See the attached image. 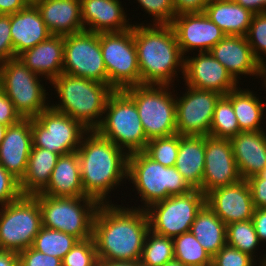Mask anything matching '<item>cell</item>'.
Returning <instances> with one entry per match:
<instances>
[{
    "instance_id": "6da1fadb",
    "label": "cell",
    "mask_w": 266,
    "mask_h": 266,
    "mask_svg": "<svg viewBox=\"0 0 266 266\" xmlns=\"http://www.w3.org/2000/svg\"><path fill=\"white\" fill-rule=\"evenodd\" d=\"M150 231L145 210L117 202L100 204L93 222L98 260L138 261Z\"/></svg>"
},
{
    "instance_id": "7a4b0ae2",
    "label": "cell",
    "mask_w": 266,
    "mask_h": 266,
    "mask_svg": "<svg viewBox=\"0 0 266 266\" xmlns=\"http://www.w3.org/2000/svg\"><path fill=\"white\" fill-rule=\"evenodd\" d=\"M77 154L84 194L100 204L114 203L110 192L126 184L129 155L96 130L83 136Z\"/></svg>"
},
{
    "instance_id": "3957f363",
    "label": "cell",
    "mask_w": 266,
    "mask_h": 266,
    "mask_svg": "<svg viewBox=\"0 0 266 266\" xmlns=\"http://www.w3.org/2000/svg\"><path fill=\"white\" fill-rule=\"evenodd\" d=\"M133 36L141 85L174 86L178 75H184L185 57L178 45L173 27L133 23Z\"/></svg>"
},
{
    "instance_id": "277c9868",
    "label": "cell",
    "mask_w": 266,
    "mask_h": 266,
    "mask_svg": "<svg viewBox=\"0 0 266 266\" xmlns=\"http://www.w3.org/2000/svg\"><path fill=\"white\" fill-rule=\"evenodd\" d=\"M50 85L59 99L50 107L80 121L88 130H95L102 122L105 105L114 89L105 83L60 74Z\"/></svg>"
},
{
    "instance_id": "5b68a950",
    "label": "cell",
    "mask_w": 266,
    "mask_h": 266,
    "mask_svg": "<svg viewBox=\"0 0 266 266\" xmlns=\"http://www.w3.org/2000/svg\"><path fill=\"white\" fill-rule=\"evenodd\" d=\"M127 180L134 187L132 191L136 190L141 199V205L132 207L141 210L170 196L193 190L175 166L165 167L144 151L129 154Z\"/></svg>"
},
{
    "instance_id": "8992f818",
    "label": "cell",
    "mask_w": 266,
    "mask_h": 266,
    "mask_svg": "<svg viewBox=\"0 0 266 266\" xmlns=\"http://www.w3.org/2000/svg\"><path fill=\"white\" fill-rule=\"evenodd\" d=\"M95 130L128 155L144 151L149 141L134 101L123 90L110 94L102 122Z\"/></svg>"
},
{
    "instance_id": "52a82bcc",
    "label": "cell",
    "mask_w": 266,
    "mask_h": 266,
    "mask_svg": "<svg viewBox=\"0 0 266 266\" xmlns=\"http://www.w3.org/2000/svg\"><path fill=\"white\" fill-rule=\"evenodd\" d=\"M123 91L134 101L148 140L177 134L173 85H136Z\"/></svg>"
},
{
    "instance_id": "ba28073f",
    "label": "cell",
    "mask_w": 266,
    "mask_h": 266,
    "mask_svg": "<svg viewBox=\"0 0 266 266\" xmlns=\"http://www.w3.org/2000/svg\"><path fill=\"white\" fill-rule=\"evenodd\" d=\"M40 205L42 226L70 234L79 240L93 235V222L100 206L95 199L84 197L33 196Z\"/></svg>"
},
{
    "instance_id": "9c48e42d",
    "label": "cell",
    "mask_w": 266,
    "mask_h": 266,
    "mask_svg": "<svg viewBox=\"0 0 266 266\" xmlns=\"http://www.w3.org/2000/svg\"><path fill=\"white\" fill-rule=\"evenodd\" d=\"M45 80L32 72L19 57L0 63V89L22 118H36L50 107L47 82L45 87L43 84Z\"/></svg>"
},
{
    "instance_id": "30bf717a",
    "label": "cell",
    "mask_w": 266,
    "mask_h": 266,
    "mask_svg": "<svg viewBox=\"0 0 266 266\" xmlns=\"http://www.w3.org/2000/svg\"><path fill=\"white\" fill-rule=\"evenodd\" d=\"M41 227V208L33 196L0 206V250L20 252L31 247Z\"/></svg>"
},
{
    "instance_id": "8fae6325",
    "label": "cell",
    "mask_w": 266,
    "mask_h": 266,
    "mask_svg": "<svg viewBox=\"0 0 266 266\" xmlns=\"http://www.w3.org/2000/svg\"><path fill=\"white\" fill-rule=\"evenodd\" d=\"M100 45L108 84L114 90L141 85L133 26L122 32L100 33Z\"/></svg>"
},
{
    "instance_id": "7c38bea8",
    "label": "cell",
    "mask_w": 266,
    "mask_h": 266,
    "mask_svg": "<svg viewBox=\"0 0 266 266\" xmlns=\"http://www.w3.org/2000/svg\"><path fill=\"white\" fill-rule=\"evenodd\" d=\"M205 204L206 197L198 189L154 203L145 209L150 231L170 238L189 232L197 213Z\"/></svg>"
},
{
    "instance_id": "4fadbf2b",
    "label": "cell",
    "mask_w": 266,
    "mask_h": 266,
    "mask_svg": "<svg viewBox=\"0 0 266 266\" xmlns=\"http://www.w3.org/2000/svg\"><path fill=\"white\" fill-rule=\"evenodd\" d=\"M89 130L78 120L51 107L31 118L33 147L47 149L58 155L76 152Z\"/></svg>"
},
{
    "instance_id": "5bb4252c",
    "label": "cell",
    "mask_w": 266,
    "mask_h": 266,
    "mask_svg": "<svg viewBox=\"0 0 266 266\" xmlns=\"http://www.w3.org/2000/svg\"><path fill=\"white\" fill-rule=\"evenodd\" d=\"M63 73L108 84L100 33L83 30L64 36Z\"/></svg>"
},
{
    "instance_id": "9a60e30c",
    "label": "cell",
    "mask_w": 266,
    "mask_h": 266,
    "mask_svg": "<svg viewBox=\"0 0 266 266\" xmlns=\"http://www.w3.org/2000/svg\"><path fill=\"white\" fill-rule=\"evenodd\" d=\"M185 86L182 95L175 93L177 134L210 136L215 105L222 95L214 91Z\"/></svg>"
},
{
    "instance_id": "2e32d148",
    "label": "cell",
    "mask_w": 266,
    "mask_h": 266,
    "mask_svg": "<svg viewBox=\"0 0 266 266\" xmlns=\"http://www.w3.org/2000/svg\"><path fill=\"white\" fill-rule=\"evenodd\" d=\"M171 26L184 57L193 51L209 52L226 36L205 12L176 15Z\"/></svg>"
},
{
    "instance_id": "e0dca14e",
    "label": "cell",
    "mask_w": 266,
    "mask_h": 266,
    "mask_svg": "<svg viewBox=\"0 0 266 266\" xmlns=\"http://www.w3.org/2000/svg\"><path fill=\"white\" fill-rule=\"evenodd\" d=\"M230 139L205 136V165L200 191L206 195L218 187L241 180Z\"/></svg>"
},
{
    "instance_id": "ac0fdd59",
    "label": "cell",
    "mask_w": 266,
    "mask_h": 266,
    "mask_svg": "<svg viewBox=\"0 0 266 266\" xmlns=\"http://www.w3.org/2000/svg\"><path fill=\"white\" fill-rule=\"evenodd\" d=\"M185 56L183 82L190 87L226 96L240 85L210 52ZM195 55V56H194Z\"/></svg>"
},
{
    "instance_id": "d6986e66",
    "label": "cell",
    "mask_w": 266,
    "mask_h": 266,
    "mask_svg": "<svg viewBox=\"0 0 266 266\" xmlns=\"http://www.w3.org/2000/svg\"><path fill=\"white\" fill-rule=\"evenodd\" d=\"M207 206L226 224L251 220L255 207L245 179L218 187L206 195Z\"/></svg>"
},
{
    "instance_id": "ffe728a7",
    "label": "cell",
    "mask_w": 266,
    "mask_h": 266,
    "mask_svg": "<svg viewBox=\"0 0 266 266\" xmlns=\"http://www.w3.org/2000/svg\"><path fill=\"white\" fill-rule=\"evenodd\" d=\"M238 82L244 77L263 78V66L256 60L244 36L226 35L209 51ZM252 76V77H251Z\"/></svg>"
},
{
    "instance_id": "44dd1931",
    "label": "cell",
    "mask_w": 266,
    "mask_h": 266,
    "mask_svg": "<svg viewBox=\"0 0 266 266\" xmlns=\"http://www.w3.org/2000/svg\"><path fill=\"white\" fill-rule=\"evenodd\" d=\"M32 147L31 118L7 127L0 144V165L19 182L25 176Z\"/></svg>"
},
{
    "instance_id": "7402d4cb",
    "label": "cell",
    "mask_w": 266,
    "mask_h": 266,
    "mask_svg": "<svg viewBox=\"0 0 266 266\" xmlns=\"http://www.w3.org/2000/svg\"><path fill=\"white\" fill-rule=\"evenodd\" d=\"M80 1L84 30L95 33L122 32L133 26L121 0Z\"/></svg>"
},
{
    "instance_id": "603a6c76",
    "label": "cell",
    "mask_w": 266,
    "mask_h": 266,
    "mask_svg": "<svg viewBox=\"0 0 266 266\" xmlns=\"http://www.w3.org/2000/svg\"><path fill=\"white\" fill-rule=\"evenodd\" d=\"M51 35L66 36L84 30L80 0H33Z\"/></svg>"
},
{
    "instance_id": "cb8c5ba5",
    "label": "cell",
    "mask_w": 266,
    "mask_h": 266,
    "mask_svg": "<svg viewBox=\"0 0 266 266\" xmlns=\"http://www.w3.org/2000/svg\"><path fill=\"white\" fill-rule=\"evenodd\" d=\"M18 57L32 72L51 83L63 73L64 36L50 35Z\"/></svg>"
},
{
    "instance_id": "d4e9b609",
    "label": "cell",
    "mask_w": 266,
    "mask_h": 266,
    "mask_svg": "<svg viewBox=\"0 0 266 266\" xmlns=\"http://www.w3.org/2000/svg\"><path fill=\"white\" fill-rule=\"evenodd\" d=\"M242 179L259 174L266 166V130L241 131L230 139Z\"/></svg>"
},
{
    "instance_id": "484cf974",
    "label": "cell",
    "mask_w": 266,
    "mask_h": 266,
    "mask_svg": "<svg viewBox=\"0 0 266 266\" xmlns=\"http://www.w3.org/2000/svg\"><path fill=\"white\" fill-rule=\"evenodd\" d=\"M10 25L12 44L16 57L43 42L51 35L40 12L32 2L24 9L10 14Z\"/></svg>"
},
{
    "instance_id": "4316f807",
    "label": "cell",
    "mask_w": 266,
    "mask_h": 266,
    "mask_svg": "<svg viewBox=\"0 0 266 266\" xmlns=\"http://www.w3.org/2000/svg\"><path fill=\"white\" fill-rule=\"evenodd\" d=\"M52 197H84L78 154L60 155L47 187L40 193Z\"/></svg>"
},
{
    "instance_id": "83f0119b",
    "label": "cell",
    "mask_w": 266,
    "mask_h": 266,
    "mask_svg": "<svg viewBox=\"0 0 266 266\" xmlns=\"http://www.w3.org/2000/svg\"><path fill=\"white\" fill-rule=\"evenodd\" d=\"M205 165V136H181L175 168L192 189H200Z\"/></svg>"
},
{
    "instance_id": "f1b7e54d",
    "label": "cell",
    "mask_w": 266,
    "mask_h": 266,
    "mask_svg": "<svg viewBox=\"0 0 266 266\" xmlns=\"http://www.w3.org/2000/svg\"><path fill=\"white\" fill-rule=\"evenodd\" d=\"M204 12L226 35L244 37L254 15L233 0H210Z\"/></svg>"
},
{
    "instance_id": "f546056e",
    "label": "cell",
    "mask_w": 266,
    "mask_h": 266,
    "mask_svg": "<svg viewBox=\"0 0 266 266\" xmlns=\"http://www.w3.org/2000/svg\"><path fill=\"white\" fill-rule=\"evenodd\" d=\"M257 92H253L249 88L243 89L240 87L230 91L226 97L232 102V107L238 125L241 131H261L266 124L264 117L266 115V100H261ZM265 113V114H264ZM264 122V123H263ZM263 124V126H262Z\"/></svg>"
},
{
    "instance_id": "4dcf8cb0",
    "label": "cell",
    "mask_w": 266,
    "mask_h": 266,
    "mask_svg": "<svg viewBox=\"0 0 266 266\" xmlns=\"http://www.w3.org/2000/svg\"><path fill=\"white\" fill-rule=\"evenodd\" d=\"M59 156L47 149L32 147L25 176L19 182L22 196L40 194L47 187Z\"/></svg>"
},
{
    "instance_id": "1f68e13d",
    "label": "cell",
    "mask_w": 266,
    "mask_h": 266,
    "mask_svg": "<svg viewBox=\"0 0 266 266\" xmlns=\"http://www.w3.org/2000/svg\"><path fill=\"white\" fill-rule=\"evenodd\" d=\"M192 234L213 257L226 243V224L205 204L192 223Z\"/></svg>"
},
{
    "instance_id": "d6a6232c",
    "label": "cell",
    "mask_w": 266,
    "mask_h": 266,
    "mask_svg": "<svg viewBox=\"0 0 266 266\" xmlns=\"http://www.w3.org/2000/svg\"><path fill=\"white\" fill-rule=\"evenodd\" d=\"M226 243L233 248L249 254L258 261V264L266 265V254H261L263 258L261 256L258 258V255H256L258 254L257 251L262 249L261 247L259 248L261 244L258 240L252 219L226 225Z\"/></svg>"
},
{
    "instance_id": "836d02e7",
    "label": "cell",
    "mask_w": 266,
    "mask_h": 266,
    "mask_svg": "<svg viewBox=\"0 0 266 266\" xmlns=\"http://www.w3.org/2000/svg\"><path fill=\"white\" fill-rule=\"evenodd\" d=\"M174 258L185 266H212L211 255L191 231L173 238Z\"/></svg>"
},
{
    "instance_id": "e575fe53",
    "label": "cell",
    "mask_w": 266,
    "mask_h": 266,
    "mask_svg": "<svg viewBox=\"0 0 266 266\" xmlns=\"http://www.w3.org/2000/svg\"><path fill=\"white\" fill-rule=\"evenodd\" d=\"M78 241L79 239L73 235L42 226L34 238L32 247L44 254L63 260Z\"/></svg>"
},
{
    "instance_id": "d590c367",
    "label": "cell",
    "mask_w": 266,
    "mask_h": 266,
    "mask_svg": "<svg viewBox=\"0 0 266 266\" xmlns=\"http://www.w3.org/2000/svg\"><path fill=\"white\" fill-rule=\"evenodd\" d=\"M239 132L241 130L232 102L226 96H221L215 105L210 136L218 139H231Z\"/></svg>"
},
{
    "instance_id": "8d00e7d4",
    "label": "cell",
    "mask_w": 266,
    "mask_h": 266,
    "mask_svg": "<svg viewBox=\"0 0 266 266\" xmlns=\"http://www.w3.org/2000/svg\"><path fill=\"white\" fill-rule=\"evenodd\" d=\"M174 259L173 238L160 236L149 231L140 258L142 266H163Z\"/></svg>"
},
{
    "instance_id": "74e56055",
    "label": "cell",
    "mask_w": 266,
    "mask_h": 266,
    "mask_svg": "<svg viewBox=\"0 0 266 266\" xmlns=\"http://www.w3.org/2000/svg\"><path fill=\"white\" fill-rule=\"evenodd\" d=\"M178 151L179 134L151 139L144 150L149 157L165 167L175 166Z\"/></svg>"
},
{
    "instance_id": "f35d334b",
    "label": "cell",
    "mask_w": 266,
    "mask_h": 266,
    "mask_svg": "<svg viewBox=\"0 0 266 266\" xmlns=\"http://www.w3.org/2000/svg\"><path fill=\"white\" fill-rule=\"evenodd\" d=\"M245 37L256 60L266 66V12L253 15Z\"/></svg>"
},
{
    "instance_id": "ab89813d",
    "label": "cell",
    "mask_w": 266,
    "mask_h": 266,
    "mask_svg": "<svg viewBox=\"0 0 266 266\" xmlns=\"http://www.w3.org/2000/svg\"><path fill=\"white\" fill-rule=\"evenodd\" d=\"M98 257L93 237L79 240L64 256L62 266H98Z\"/></svg>"
},
{
    "instance_id": "60d3db41",
    "label": "cell",
    "mask_w": 266,
    "mask_h": 266,
    "mask_svg": "<svg viewBox=\"0 0 266 266\" xmlns=\"http://www.w3.org/2000/svg\"><path fill=\"white\" fill-rule=\"evenodd\" d=\"M138 6L142 8L148 17H151L152 23L156 25H171L175 14L173 0H134ZM142 6V7H141ZM152 15V16H150Z\"/></svg>"
},
{
    "instance_id": "b9f144b4",
    "label": "cell",
    "mask_w": 266,
    "mask_h": 266,
    "mask_svg": "<svg viewBox=\"0 0 266 266\" xmlns=\"http://www.w3.org/2000/svg\"><path fill=\"white\" fill-rule=\"evenodd\" d=\"M257 261L249 254L225 245L212 257V266H257Z\"/></svg>"
},
{
    "instance_id": "7bdbcfd3",
    "label": "cell",
    "mask_w": 266,
    "mask_h": 266,
    "mask_svg": "<svg viewBox=\"0 0 266 266\" xmlns=\"http://www.w3.org/2000/svg\"><path fill=\"white\" fill-rule=\"evenodd\" d=\"M21 196L19 181L0 165V206L14 202Z\"/></svg>"
},
{
    "instance_id": "ee69618b",
    "label": "cell",
    "mask_w": 266,
    "mask_h": 266,
    "mask_svg": "<svg viewBox=\"0 0 266 266\" xmlns=\"http://www.w3.org/2000/svg\"><path fill=\"white\" fill-rule=\"evenodd\" d=\"M19 266H62V260L44 254L32 246L18 252Z\"/></svg>"
},
{
    "instance_id": "f6af8a7d",
    "label": "cell",
    "mask_w": 266,
    "mask_h": 266,
    "mask_svg": "<svg viewBox=\"0 0 266 266\" xmlns=\"http://www.w3.org/2000/svg\"><path fill=\"white\" fill-rule=\"evenodd\" d=\"M10 28V15L0 14V63L16 57Z\"/></svg>"
},
{
    "instance_id": "bcb514c9",
    "label": "cell",
    "mask_w": 266,
    "mask_h": 266,
    "mask_svg": "<svg viewBox=\"0 0 266 266\" xmlns=\"http://www.w3.org/2000/svg\"><path fill=\"white\" fill-rule=\"evenodd\" d=\"M255 208H266V179L259 174L246 179Z\"/></svg>"
},
{
    "instance_id": "7dc6e473",
    "label": "cell",
    "mask_w": 266,
    "mask_h": 266,
    "mask_svg": "<svg viewBox=\"0 0 266 266\" xmlns=\"http://www.w3.org/2000/svg\"><path fill=\"white\" fill-rule=\"evenodd\" d=\"M22 117L16 111L9 97L0 89V124L9 126L20 121Z\"/></svg>"
},
{
    "instance_id": "c3c4849f",
    "label": "cell",
    "mask_w": 266,
    "mask_h": 266,
    "mask_svg": "<svg viewBox=\"0 0 266 266\" xmlns=\"http://www.w3.org/2000/svg\"><path fill=\"white\" fill-rule=\"evenodd\" d=\"M210 0H173L175 14L201 13Z\"/></svg>"
},
{
    "instance_id": "681fc988",
    "label": "cell",
    "mask_w": 266,
    "mask_h": 266,
    "mask_svg": "<svg viewBox=\"0 0 266 266\" xmlns=\"http://www.w3.org/2000/svg\"><path fill=\"white\" fill-rule=\"evenodd\" d=\"M252 221L258 240L262 246L266 242V208H255Z\"/></svg>"
},
{
    "instance_id": "f907efd6",
    "label": "cell",
    "mask_w": 266,
    "mask_h": 266,
    "mask_svg": "<svg viewBox=\"0 0 266 266\" xmlns=\"http://www.w3.org/2000/svg\"><path fill=\"white\" fill-rule=\"evenodd\" d=\"M29 3V0H0V14H14L24 9Z\"/></svg>"
},
{
    "instance_id": "816d5d0a",
    "label": "cell",
    "mask_w": 266,
    "mask_h": 266,
    "mask_svg": "<svg viewBox=\"0 0 266 266\" xmlns=\"http://www.w3.org/2000/svg\"><path fill=\"white\" fill-rule=\"evenodd\" d=\"M254 14L266 12V0H233Z\"/></svg>"
},
{
    "instance_id": "f5cc1de1",
    "label": "cell",
    "mask_w": 266,
    "mask_h": 266,
    "mask_svg": "<svg viewBox=\"0 0 266 266\" xmlns=\"http://www.w3.org/2000/svg\"><path fill=\"white\" fill-rule=\"evenodd\" d=\"M0 266H19L18 252L0 250Z\"/></svg>"
},
{
    "instance_id": "db71d44e",
    "label": "cell",
    "mask_w": 266,
    "mask_h": 266,
    "mask_svg": "<svg viewBox=\"0 0 266 266\" xmlns=\"http://www.w3.org/2000/svg\"><path fill=\"white\" fill-rule=\"evenodd\" d=\"M98 266H142L140 260L138 261H110L99 260Z\"/></svg>"
},
{
    "instance_id": "11a10c76",
    "label": "cell",
    "mask_w": 266,
    "mask_h": 266,
    "mask_svg": "<svg viewBox=\"0 0 266 266\" xmlns=\"http://www.w3.org/2000/svg\"><path fill=\"white\" fill-rule=\"evenodd\" d=\"M163 266H185V265L181 263L180 261H177L174 259L172 261L165 263Z\"/></svg>"
},
{
    "instance_id": "9f6ffc18",
    "label": "cell",
    "mask_w": 266,
    "mask_h": 266,
    "mask_svg": "<svg viewBox=\"0 0 266 266\" xmlns=\"http://www.w3.org/2000/svg\"><path fill=\"white\" fill-rule=\"evenodd\" d=\"M7 127L8 126H6V125L0 124V144H1L2 140L4 139V135H5Z\"/></svg>"
},
{
    "instance_id": "6f0895ef",
    "label": "cell",
    "mask_w": 266,
    "mask_h": 266,
    "mask_svg": "<svg viewBox=\"0 0 266 266\" xmlns=\"http://www.w3.org/2000/svg\"><path fill=\"white\" fill-rule=\"evenodd\" d=\"M258 80H263L262 82V86L266 88V66L263 67V78L262 79H258ZM266 91V89H265ZM266 97V96H265Z\"/></svg>"
},
{
    "instance_id": "680465c9",
    "label": "cell",
    "mask_w": 266,
    "mask_h": 266,
    "mask_svg": "<svg viewBox=\"0 0 266 266\" xmlns=\"http://www.w3.org/2000/svg\"><path fill=\"white\" fill-rule=\"evenodd\" d=\"M259 175H260L262 178L266 179V166H265V168L259 173Z\"/></svg>"
}]
</instances>
